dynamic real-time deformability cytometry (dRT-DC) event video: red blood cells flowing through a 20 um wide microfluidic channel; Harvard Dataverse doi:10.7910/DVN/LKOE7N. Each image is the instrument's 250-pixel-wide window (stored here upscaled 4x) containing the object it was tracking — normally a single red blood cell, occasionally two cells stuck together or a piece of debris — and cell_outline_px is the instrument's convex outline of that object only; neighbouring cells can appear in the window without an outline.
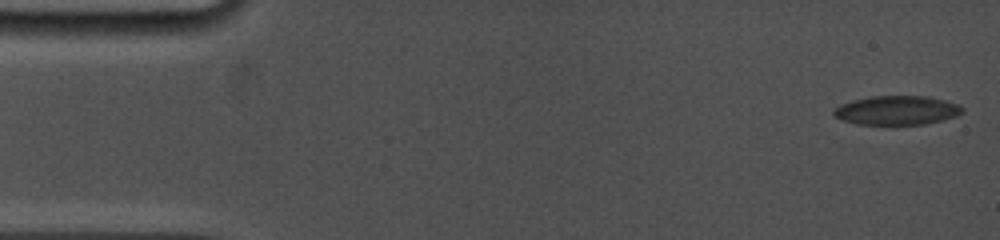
{"species": "common noctule bat (a hibernating species)", "species_latin": "Nyctalus noctula", "temperature_condition": "cold", "stored_images_in_passage": 26, "camera_frame_rate_fps": 5000, "um_per_image_px": 0.085, "animal": {"sex": "female", "body_mass_g": 19.0, "forearm_length_mm": 53.3}, "frame": {"image": 1, "passage_image": 1, "time_ms": 0.0, "image_size_px": [1000, 240], "cell_outline_px": [[964, 112], [956, 116], [924, 124], [856, 124], [844, 120], [836, 116], [832, 112], [840, 104], [852, 100], [872, 96], [928, 96], [960, 104], [964, 108]], "centroid_in_image_um": [76.27, 9.36], "position_along_channel_um": 8.7, "area_um2": 21.68}}
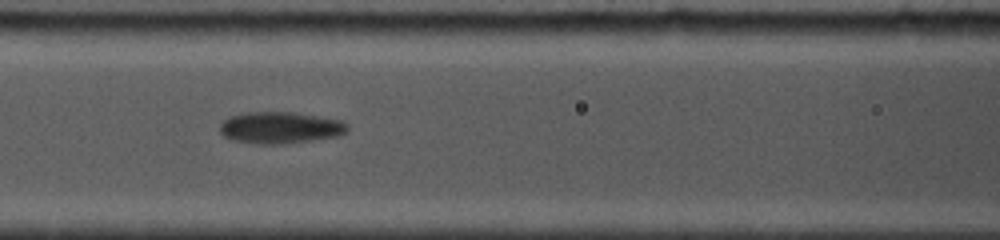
{"frame": {"image": 2, "passage_image": 15, "time_ms": 7.0, "image_size_px": [1000, 240], "cell_outline_px": [[348, 132], [340, 136], [312, 140], [280, 144], [256, 144], [236, 140], [224, 136], [220, 132], [220, 124], [228, 116], [244, 112], [296, 112], [344, 120], [348, 124]], "centroid_in_image_um": [23.87, 10.84], "position_along_channel_um": 142.7, "area_um2": 23.87}}
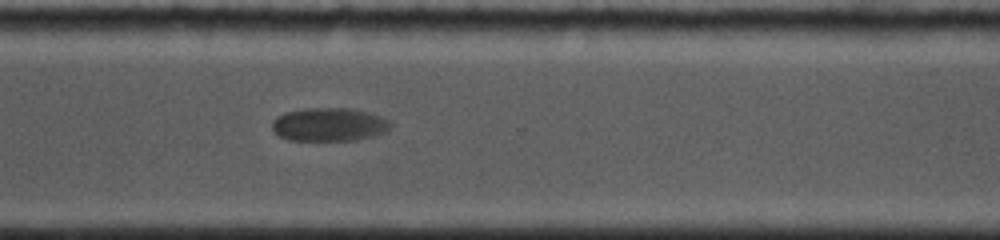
{"frame": {"image": 3, "passage_image": 26, "time_ms": 12.4, "image_size_px": [1000, 240], "cell_outline_px": [[392, 128], [376, 136], [356, 140], [288, 140], [280, 136], [272, 128], [272, 124], [284, 112], [308, 108], [352, 108], [368, 112], [380, 116], [388, 120], [392, 124]], "centroid_in_image_um": [28.04, 10.58], "position_along_channel_um": 342.6, "area_um2": 23.0}}